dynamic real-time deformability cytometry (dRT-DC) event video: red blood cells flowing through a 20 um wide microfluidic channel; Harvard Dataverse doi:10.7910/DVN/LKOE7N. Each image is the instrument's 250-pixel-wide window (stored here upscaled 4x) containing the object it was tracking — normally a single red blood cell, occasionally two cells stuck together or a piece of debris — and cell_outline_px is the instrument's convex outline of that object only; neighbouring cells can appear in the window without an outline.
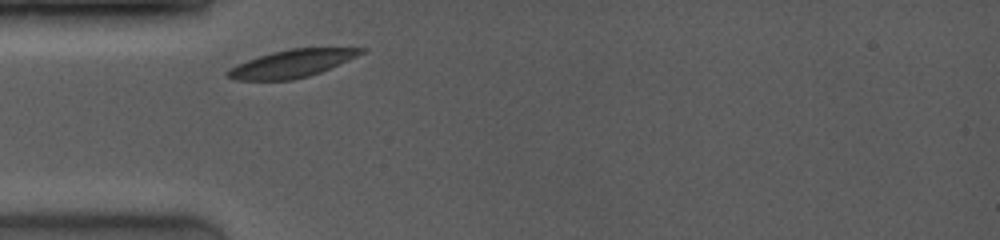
{"species": "common noctule bat (a hibernating species)", "species_latin": "Nyctalus noctula", "temperature_condition": "room temperature", "stored_images_in_passage": 4, "camera_frame_rate_fps": 4000, "um_per_image_px": 0.085, "animal": {"sex": "female", "body_mass_g": 19.0, "forearm_length_mm": 53.3}, "frame": {"image": 1, "passage_image": 1, "time_ms": 0.0, "image_size_px": [1000, 240], "cell_outline_px": [[368, 48], [364, 52], [348, 60], [320, 72], [308, 76], [292, 80], [236, 80], [228, 76], [224, 72], [228, 68], [236, 64], [272, 52], [292, 48]], "centroid_in_image_um": [24.77, 5.41], "position_along_channel_um": 60.2, "area_um2": 21.21}}